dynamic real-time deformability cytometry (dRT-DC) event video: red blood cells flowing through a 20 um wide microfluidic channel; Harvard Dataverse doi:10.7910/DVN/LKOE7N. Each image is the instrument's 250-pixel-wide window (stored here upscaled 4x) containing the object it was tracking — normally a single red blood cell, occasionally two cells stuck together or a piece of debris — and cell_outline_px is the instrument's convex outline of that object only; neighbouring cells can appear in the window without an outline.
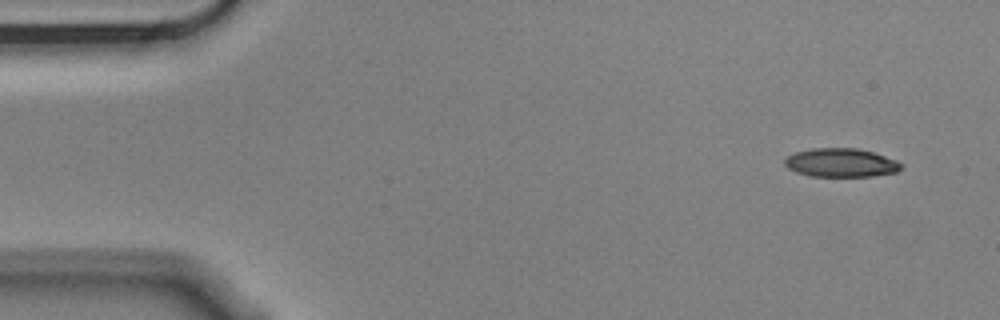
{"species": "Egyptian fruit bat (a non-hibernating species)", "species_latin": "Rousettus aegyptiacus", "temperature_condition": "cold", "stored_images_in_passage": 5, "segment_of_instrument_passage": [2, 2], "camera_frame_rate_fps": 3000, "um_per_image_px": 0.085, "animal": {"sex": "male"}, "frame": {"image": 1, "passage_image": 5, "time_ms": 1.333, "image_size_px": [1000, 320], "cell_outline_px": [[904, 164], [896, 172], [872, 176], [812, 176], [796, 172], [788, 168], [784, 164], [784, 160], [788, 156], [796, 152], [812, 148], [856, 148], [872, 152], [896, 160]], "centroid_in_image_um": [71.47, 13.83], "position_along_channel_um": 13.5, "area_um2": 19.31}}